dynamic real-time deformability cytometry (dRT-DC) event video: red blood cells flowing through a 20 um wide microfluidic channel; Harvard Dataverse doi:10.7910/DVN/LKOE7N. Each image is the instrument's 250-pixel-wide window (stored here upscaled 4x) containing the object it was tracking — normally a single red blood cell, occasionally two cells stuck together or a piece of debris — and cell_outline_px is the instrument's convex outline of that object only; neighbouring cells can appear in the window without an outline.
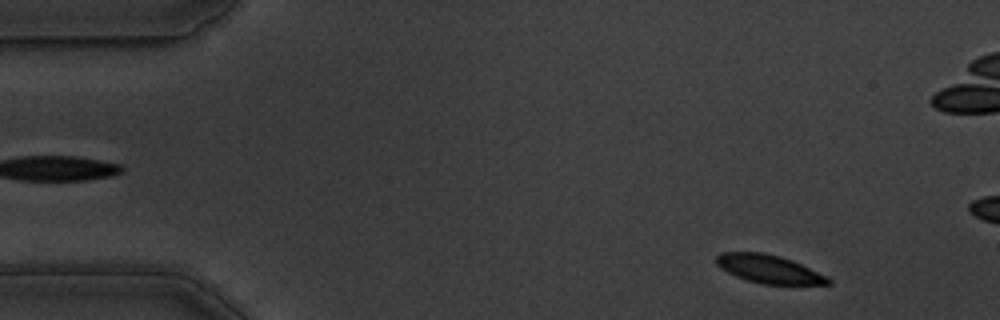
{"species": "common noctule bat (a hibernating species)", "species_latin": "Nyctalus noctula", "temperature_condition": "warm", "stored_images_in_passage": 15, "camera_frame_rate_fps": 3000, "um_per_image_px": 0.085, "animal": {"sex": "male", "body_mass_g": 19.5, "forearm_length_mm": 54.6}, "frame": {"image": 1, "passage_image": 5, "time_ms": 1.333, "image_size_px": [1000, 320], "cell_outline_px": [[832, 284], [764, 284], [748, 280], [736, 276], [720, 268], [716, 264], [716, 256], [720, 252], [764, 252], [780, 256], [792, 260], [828, 276], [832, 280]], "centroid_in_image_um": [65.37, 22.86], "position_along_channel_um": 19.6, "area_um2": 18.44}}